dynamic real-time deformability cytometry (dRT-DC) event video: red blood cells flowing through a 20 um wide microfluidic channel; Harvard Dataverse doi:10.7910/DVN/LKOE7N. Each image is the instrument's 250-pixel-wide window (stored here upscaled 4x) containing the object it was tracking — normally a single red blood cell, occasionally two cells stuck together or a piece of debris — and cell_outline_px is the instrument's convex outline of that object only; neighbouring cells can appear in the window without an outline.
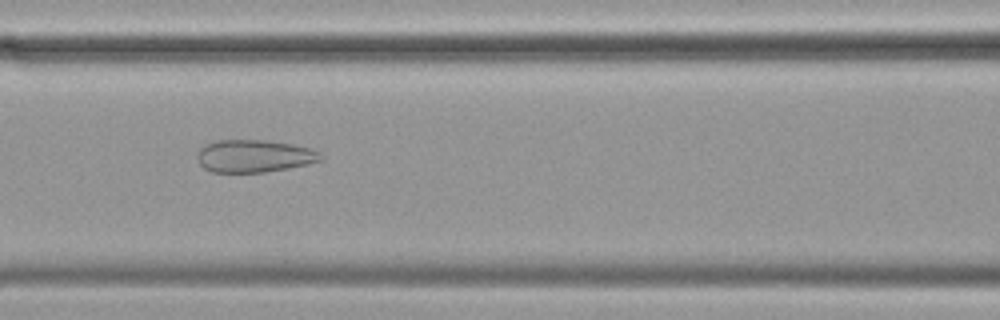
{"species": "common noctule bat (a hibernating species)", "species_latin": "Nyctalus noctula", "temperature_condition": "cold", "stored_images_in_passage": 52, "camera_frame_rate_fps": 3000, "um_per_image_px": 0.085, "animal": {"sex": "female", "body_mass_g": 19.9}, "frame": {"image": 1, "passage_image": 24, "time_ms": 7.667, "image_size_px": [1000, 320], "cell_outline_px": [[324, 156], [320, 160], [308, 164], [288, 168], [264, 172], [212, 172], [204, 168], [200, 164], [196, 156], [196, 152], [204, 144], [216, 140], [268, 140], [292, 144], [312, 148], [320, 152]], "centroid_in_image_um": [21.59, 13.25], "position_along_channel_um": 145.0, "area_um2": 23.64}}
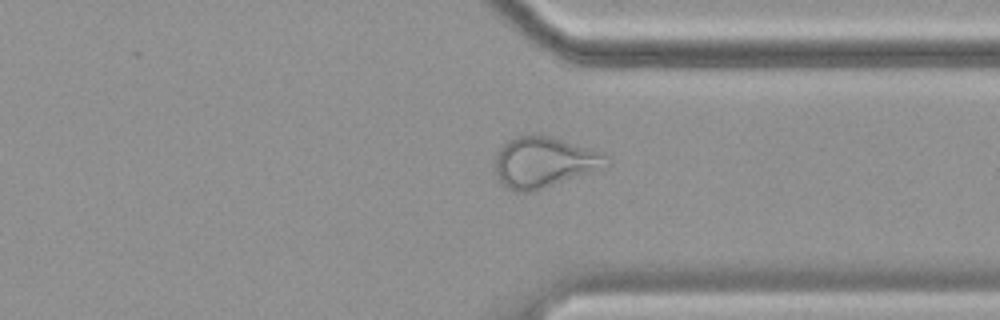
{"frame": {"image": 2, "passage_image": 43, "time_ms": 14.0, "image_size_px": [1000, 320], "cell_outline_px": [[608, 156], [604, 168], [528, 192], [516, 192], [508, 188], [496, 176], [496, 156], [500, 148], [508, 140], [532, 132], [552, 136], [600, 152]], "centroid_in_image_um": [46.21, 13.75], "position_along_channel_um": 365.2, "area_um2": 32.43}}
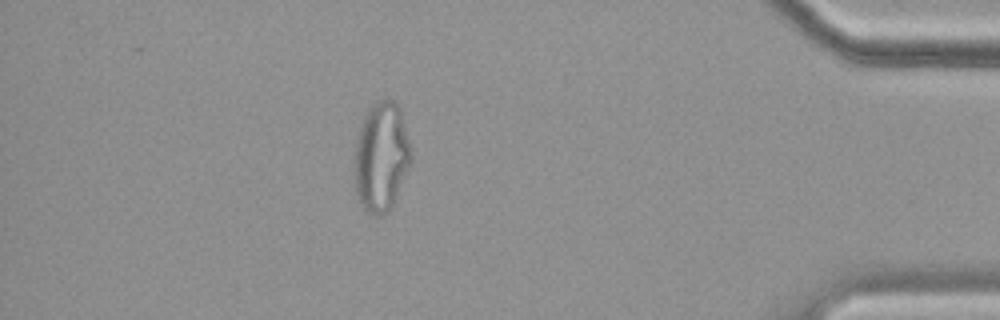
{"frame": {"image": 3, "passage_image": 50, "time_ms": 16.333, "image_size_px": [1000, 320], "cell_outline_px": [[412, 160], [392, 204], [388, 212], [384, 216], [376, 216], [368, 212], [360, 204], [356, 192], [356, 140], [364, 116], [372, 104], [380, 100], [396, 100], [400, 108], [412, 148]], "centroid_in_image_um": [32.44, 13.32], "position_along_channel_um": 402.8, "area_um2": 35.78}}